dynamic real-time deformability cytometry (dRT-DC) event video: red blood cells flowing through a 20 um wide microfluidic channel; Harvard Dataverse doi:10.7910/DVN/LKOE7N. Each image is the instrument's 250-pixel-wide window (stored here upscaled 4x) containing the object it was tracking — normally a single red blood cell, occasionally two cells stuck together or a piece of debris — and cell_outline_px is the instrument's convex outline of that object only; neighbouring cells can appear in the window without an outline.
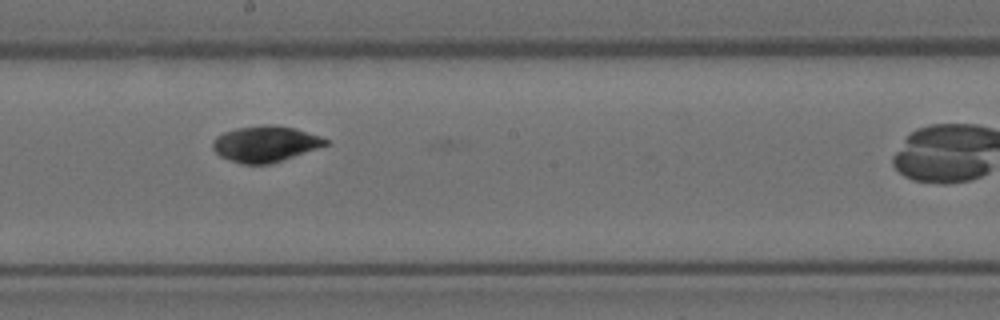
{"species": "Egyptian fruit bat (a non-hibernating species)", "species_latin": "Rousettus aegyptiacus", "temperature_condition": "room temperature", "stored_images_in_passage": 16, "camera_frame_rate_fps": 3000, "um_per_image_px": 0.085, "animal": {"sex": "female"}, "frame": {"image": 1, "passage_image": 12, "time_ms": 3.667, "image_size_px": [1000, 320], "cell_outline_px": [[328, 144], [268, 164], [244, 164], [220, 156], [212, 148], [212, 144], [216, 136], [224, 132], [236, 128], [268, 124], [276, 124], [296, 128], [320, 136], [328, 140]], "centroid_in_image_um": [22.53, 12.2], "position_along_channel_um": 225.7, "area_um2": 23.29}}